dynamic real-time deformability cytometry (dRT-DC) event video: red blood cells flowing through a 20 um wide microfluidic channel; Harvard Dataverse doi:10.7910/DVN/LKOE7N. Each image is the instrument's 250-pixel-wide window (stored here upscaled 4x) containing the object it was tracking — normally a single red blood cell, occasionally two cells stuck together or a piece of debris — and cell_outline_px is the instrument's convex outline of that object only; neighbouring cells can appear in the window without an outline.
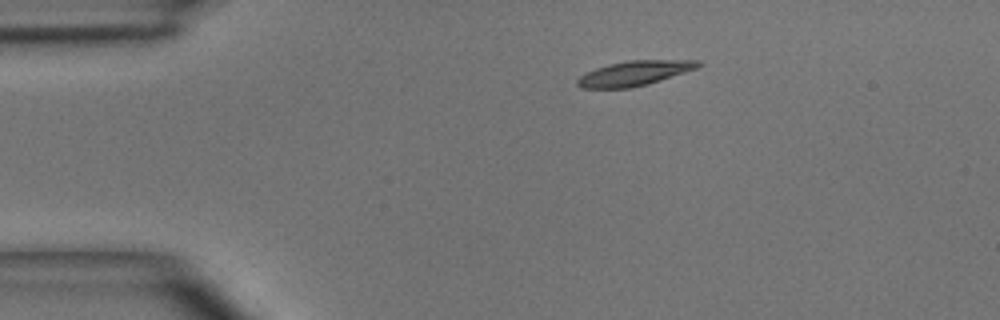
{"species": "common noctule bat (a hibernating species)", "species_latin": "Nyctalus noctula", "temperature_condition": "room temperature", "stored_images_in_passage": 2, "camera_frame_rate_fps": 3000, "um_per_image_px": 0.085, "animal": {"sex": "male", "body_mass_g": 15.6}, "frame": {"image": 1, "passage_image": 1, "time_ms": 0.0, "image_size_px": [1000, 320], "cell_outline_px": [[704, 64], [696, 68], [648, 84], [628, 88], [580, 88], [576, 84], [576, 80], [580, 76], [596, 68], [608, 64], [628, 60], [700, 60]], "centroid_in_image_um": [53.91, 6.22], "position_along_channel_um": 31.1, "area_um2": 17.34}}